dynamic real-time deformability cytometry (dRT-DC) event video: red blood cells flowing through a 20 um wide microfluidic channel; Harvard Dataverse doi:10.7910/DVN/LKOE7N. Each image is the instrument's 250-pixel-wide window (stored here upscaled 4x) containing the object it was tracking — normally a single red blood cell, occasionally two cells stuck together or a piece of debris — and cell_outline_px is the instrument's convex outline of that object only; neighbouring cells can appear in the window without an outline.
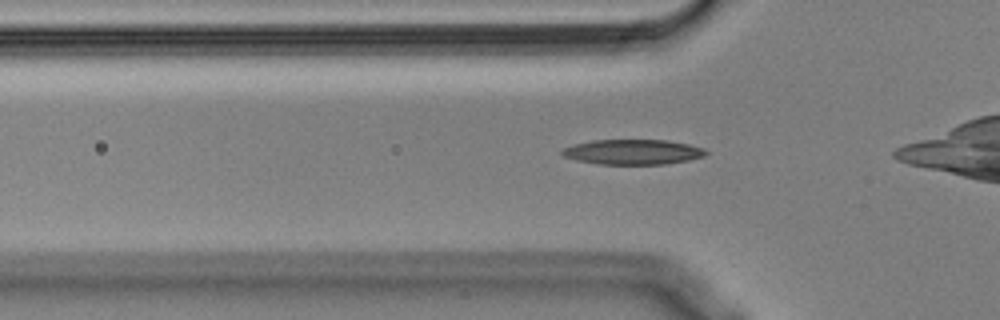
{"species": "Egyptian fruit bat (a non-hibernating species)", "species_latin": "Rousettus aegyptiacus", "temperature_condition": "cold", "stored_images_in_passage": 35, "camera_frame_rate_fps": 3000, "um_per_image_px": 0.085, "animal": {"sex": "male"}, "frame": {"image": 1, "passage_image": 7, "time_ms": 2.0, "image_size_px": [1000, 320], "cell_outline_px": [[708, 152], [704, 156], [688, 160], [664, 164], [600, 164], [576, 160], [564, 156], [560, 152], [564, 148], [572, 144], [592, 140], [668, 140], [688, 144], [704, 148]], "centroid_in_image_um": [53.78, 12.91], "position_along_channel_um": 72.0, "area_um2": 20.98}}
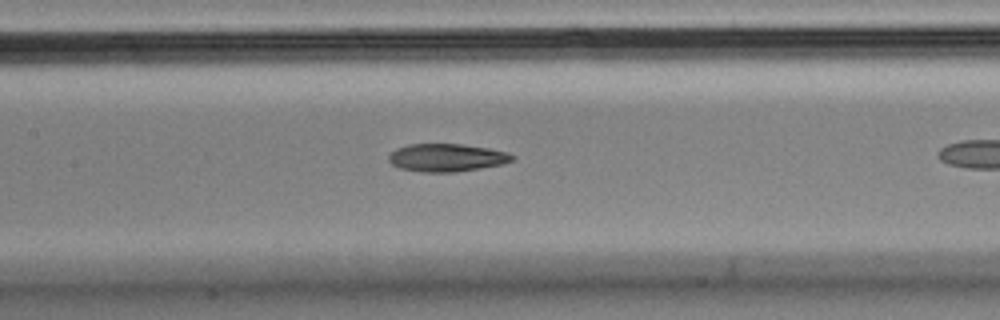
{"frame": {"image": 2, "passage_image": 15, "time_ms": 4.667, "image_size_px": [1000, 320], "cell_outline_px": [[516, 156], [512, 160], [500, 164], [480, 168], [456, 172], [420, 172], [400, 168], [392, 164], [388, 160], [388, 156], [396, 148], [408, 144], [460, 144], [488, 148], [508, 152]], "centroid_in_image_um": [37.94, 13.4], "position_along_channel_um": 169.5, "area_um2": 20.0}}
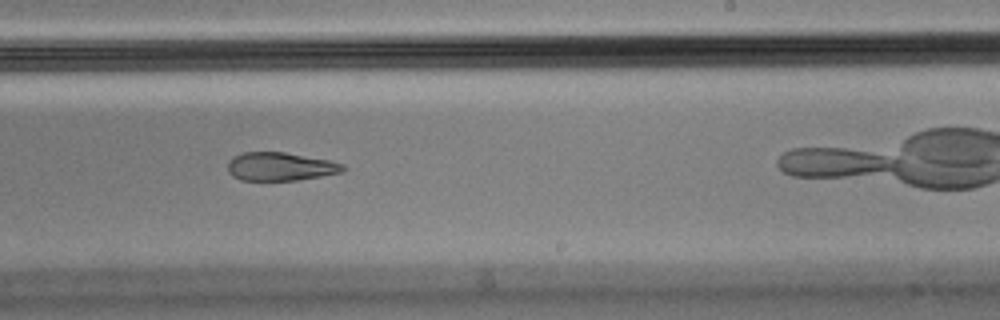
{"frame": {"image": 3, "passage_image": 23, "time_ms": 7.333, "image_size_px": [1000, 320], "cell_outline_px": [[348, 168], [340, 172], [320, 176], [296, 180], [240, 180], [232, 176], [228, 172], [228, 160], [232, 156], [244, 152], [284, 152], [332, 160], [344, 164]], "centroid_in_image_um": [23.82, 14.15], "position_along_channel_um": 265.2, "area_um2": 19.19}}